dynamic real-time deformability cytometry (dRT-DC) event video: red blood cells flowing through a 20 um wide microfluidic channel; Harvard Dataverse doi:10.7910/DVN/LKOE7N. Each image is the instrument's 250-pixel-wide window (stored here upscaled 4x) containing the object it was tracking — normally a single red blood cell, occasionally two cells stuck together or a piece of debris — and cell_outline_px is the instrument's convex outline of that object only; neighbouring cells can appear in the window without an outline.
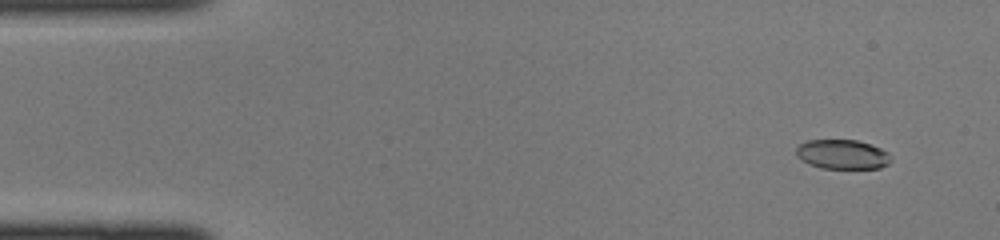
{"species": "common noctule bat (a hibernating species)", "species_latin": "Nyctalus noctula", "temperature_condition": "cold", "stored_images_in_passage": 45, "camera_frame_rate_fps": 3000, "um_per_image_px": 0.085, "animal": {"sex": "female", "body_mass_g": 22.0, "forearm_length_mm": 56.7}, "frame": {"image": 1, "passage_image": 4, "time_ms": 1.0, "image_size_px": [1000, 240], "cell_outline_px": [[892, 160], [888, 164], [880, 168], [820, 168], [808, 164], [800, 160], [796, 156], [796, 148], [800, 144], [808, 140], [856, 140], [880, 148], [888, 152]], "centroid_in_image_um": [71.58, 13.13], "position_along_channel_um": 13.4, "area_um2": 16.3}}
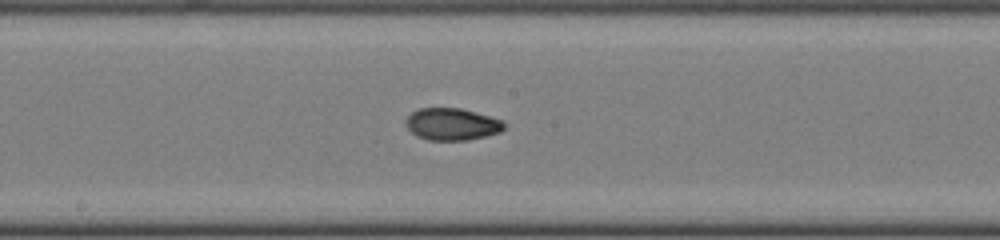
{"frame": {"image": 2, "passage_image": 24, "time_ms": 7.667, "image_size_px": [1000, 240], "cell_outline_px": [[504, 128], [500, 132], [468, 140], [428, 140], [416, 136], [408, 128], [404, 120], [412, 112], [420, 108], [460, 108], [504, 120]], "centroid_in_image_um": [38.4, 10.55], "position_along_channel_um": 209.8, "area_um2": 18.32}}
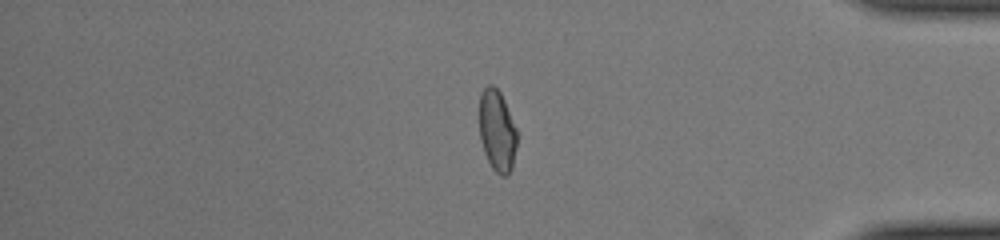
{"frame": {"image": 3, "passage_image": 38, "time_ms": 12.333, "image_size_px": [1000, 240], "cell_outline_px": [[516, 148], [512, 168], [508, 176], [500, 176], [492, 168], [484, 152], [480, 140], [480, 92], [488, 84], [492, 84], [500, 92], [504, 100], [516, 128]], "centroid_in_image_um": [42.25, 11.13], "position_along_channel_um": 392.9, "area_um2": 17.86}}